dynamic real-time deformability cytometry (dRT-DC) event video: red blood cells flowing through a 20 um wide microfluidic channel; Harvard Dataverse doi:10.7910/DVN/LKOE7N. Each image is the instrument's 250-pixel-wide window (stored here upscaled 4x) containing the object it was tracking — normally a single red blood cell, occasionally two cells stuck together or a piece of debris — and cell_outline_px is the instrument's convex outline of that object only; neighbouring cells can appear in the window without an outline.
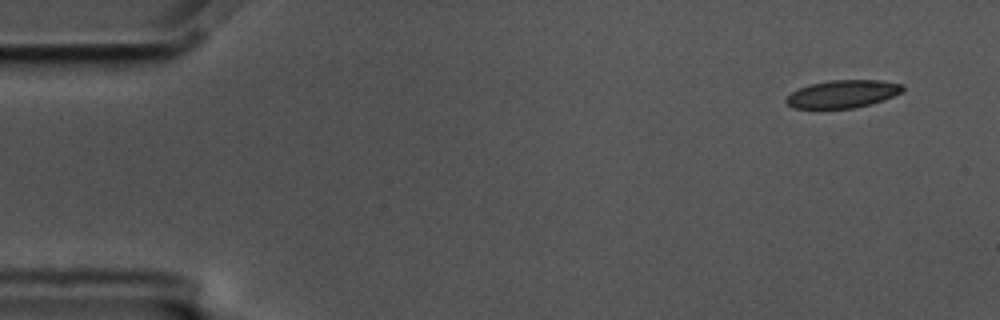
{"species": "common noctule bat (a hibernating species)", "species_latin": "Nyctalus noctula", "temperature_condition": "cold", "stored_images_in_passage": 55, "camera_frame_rate_fps": 3000, "um_per_image_px": 0.085, "animal": {"sex": "male", "body_mass_g": 17.5, "forearm_length_mm": 52.3}, "frame": {"image": 1, "passage_image": 1, "time_ms": 0.0, "image_size_px": [1000, 320], "cell_outline_px": [[904, 88], [900, 92], [884, 100], [872, 104], [852, 108], [792, 108], [784, 100], [792, 92], [808, 84], [828, 80], [880, 80], [904, 84]], "centroid_in_image_um": [71.63, 7.98], "position_along_channel_um": 13.4, "area_um2": 18.84}}
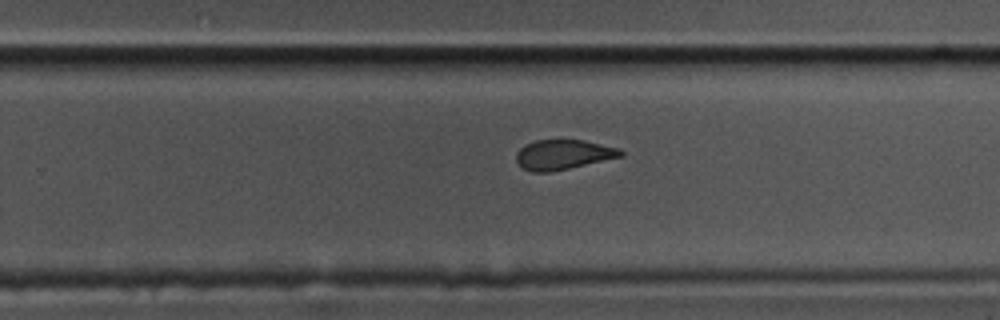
{"frame": {"image": 2, "passage_image": 34, "time_ms": 11.0, "image_size_px": [1000, 320], "cell_outline_px": [[624, 156], [568, 168], [548, 172], [532, 172], [524, 168], [516, 160], [516, 152], [524, 144], [536, 140], [560, 136], [584, 140], [620, 148], [624, 152]], "centroid_in_image_um": [47.87, 13.08], "position_along_channel_um": 281.9, "area_um2": 18.79}}
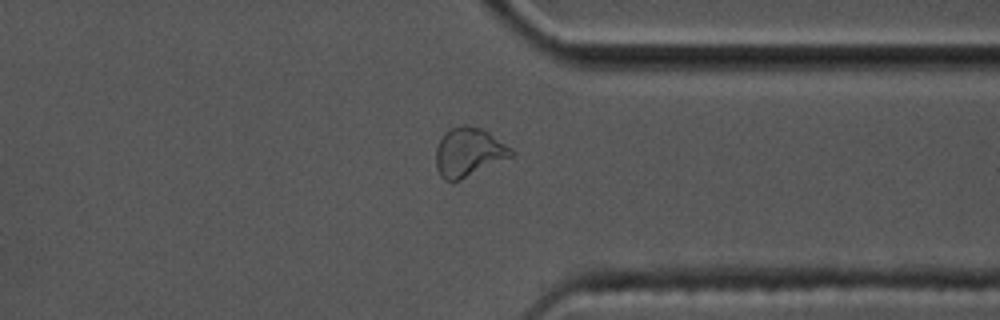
{"frame": {"image": 3, "passage_image": 42, "time_ms": 13.667, "image_size_px": [1000, 320], "cell_outline_px": [[516, 152], [512, 156], [460, 180], [444, 180], [440, 176], [436, 168], [436, 148], [444, 132], [448, 128], [464, 124], [468, 124], [480, 128], [488, 132], [512, 148]], "centroid_in_image_um": [39.82, 12.91], "position_along_channel_um": 371.6, "area_um2": 21.44}, "authors_computed_cell_mechanics": {"area_um2": 19.7676, "velocity_mm_per_s": 3.4372, "shape_relaxation_time_tau1_ms": 8.8794, "shape_relaxation_time_tau2_ms": 1.6303, "deformation_change_tau1": 0.1473, "deformation_change_tau2": 0.068}}